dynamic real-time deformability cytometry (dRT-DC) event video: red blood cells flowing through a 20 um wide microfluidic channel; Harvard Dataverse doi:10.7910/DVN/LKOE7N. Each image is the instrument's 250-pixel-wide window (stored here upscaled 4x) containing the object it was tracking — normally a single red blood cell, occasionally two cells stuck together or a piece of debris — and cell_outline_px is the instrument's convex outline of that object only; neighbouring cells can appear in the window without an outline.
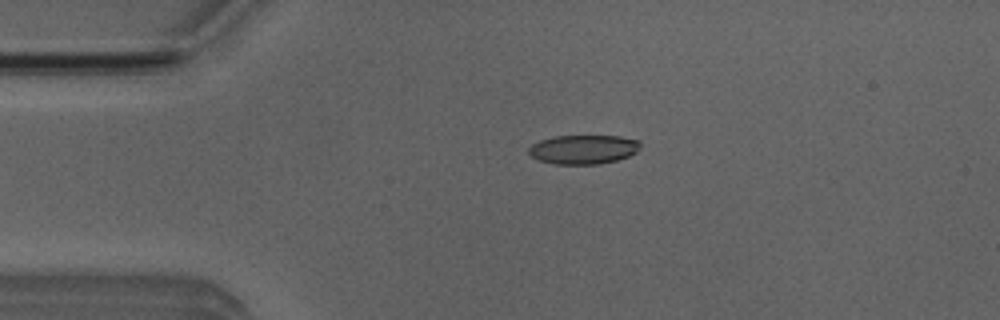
{"species": "Egyptian fruit bat (a non-hibernating species)", "species_latin": "Rousettus aegyptiacus", "temperature_condition": "room temperature", "stored_images_in_passage": 51, "camera_frame_rate_fps": 3000, "um_per_image_px": 0.085, "animal": {"sex": "male"}, "frame": {"image": 1, "passage_image": 11, "time_ms": 3.333, "image_size_px": [1000, 320], "cell_outline_px": [[640, 148], [636, 152], [628, 156], [616, 160], [600, 164], [556, 164], [540, 160], [532, 156], [528, 152], [528, 148], [532, 144], [540, 140], [552, 136], [620, 136], [640, 140]], "centroid_in_image_um": [49.6, 12.69], "position_along_channel_um": 35.4, "area_um2": 18.96}}
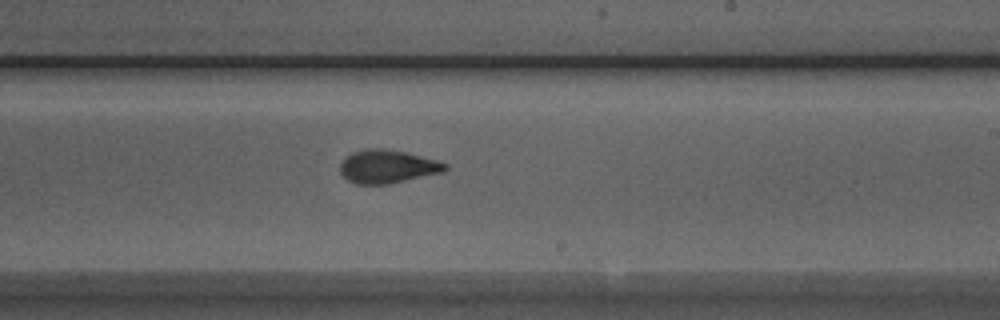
{"frame": {"image": 2, "passage_image": 30, "time_ms": 9.667, "image_size_px": [1000, 320], "cell_outline_px": [[448, 168], [444, 172], [388, 184], [356, 184], [348, 180], [340, 172], [340, 164], [344, 156], [352, 152], [364, 148], [380, 148], [404, 152], [436, 160], [448, 164]], "centroid_in_image_um": [32.91, 14.15], "position_along_channel_um": 256.1, "area_um2": 20.4}}
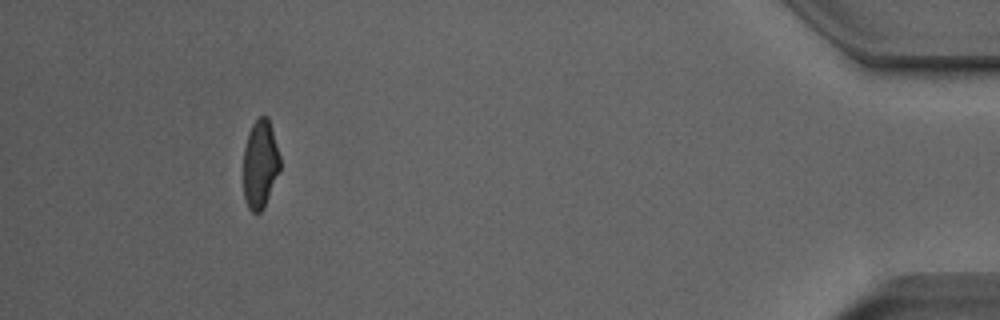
{"frame": {"image": 3, "passage_image": 47, "time_ms": 15.333, "image_size_px": [1000, 320], "cell_outline_px": [[280, 168], [268, 196], [260, 212], [252, 212], [248, 208], [244, 200], [244, 148], [248, 132], [252, 124], [260, 116], [268, 116], [280, 156]], "centroid_in_image_um": [22.1, 13.91], "position_along_channel_um": 413.1, "area_um2": 18.61}, "authors_computed_cell_mechanics": {"area_um2": 19.941, "velocity_mm_per_s": 4.005, "shape_relaxation_time_tau1_ms": 3.9003, "shape_relaxation_time_tau2_ms": 1.5197, "deformation_change_tau1": 0.1518, "deformation_change_tau2": 0.0712}}